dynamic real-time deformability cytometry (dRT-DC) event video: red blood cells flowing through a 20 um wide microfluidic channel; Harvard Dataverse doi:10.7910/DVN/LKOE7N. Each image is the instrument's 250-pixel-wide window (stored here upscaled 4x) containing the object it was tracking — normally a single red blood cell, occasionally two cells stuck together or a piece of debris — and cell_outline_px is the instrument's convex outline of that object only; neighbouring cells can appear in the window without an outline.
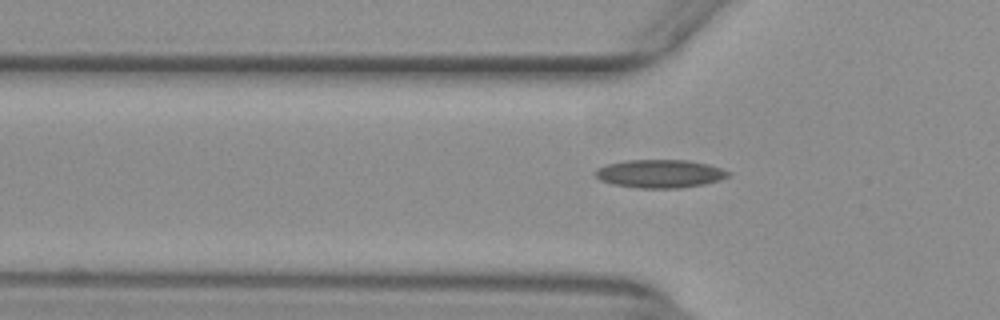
{"species": "common noctule bat (a hibernating species)", "species_latin": "Nyctalus noctula", "temperature_condition": "warm", "stored_images_in_passage": 37, "camera_frame_rate_fps": 3000, "um_per_image_px": 0.085, "animal": {"sex": "female", "body_mass_g": 29.2, "forearm_length_mm": 56.3}, "frame": {"image": 1, "passage_image": 2, "time_ms": 0.333, "image_size_px": [1000, 320], "cell_outline_px": [[732, 172], [728, 176], [720, 180], [704, 184], [680, 188], [640, 188], [612, 184], [600, 180], [596, 176], [596, 168], [608, 164], [624, 160], [688, 160], [708, 164]], "centroid_in_image_um": [56.1, 14.76], "position_along_channel_um": 69.7, "area_um2": 21.85}}
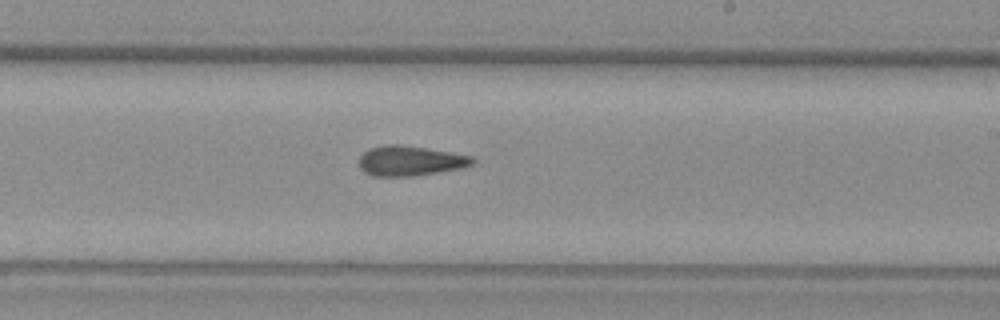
{"frame": {"image": 2, "passage_image": 16, "time_ms": 5.0, "image_size_px": [1000, 320], "cell_outline_px": [[476, 160], [472, 164], [460, 168], [412, 176], [372, 176], [364, 172], [360, 168], [360, 156], [368, 148], [384, 144], [400, 144], [472, 156]], "centroid_in_image_um": [34.81, 13.66], "position_along_channel_um": 254.2, "area_um2": 19.65}}
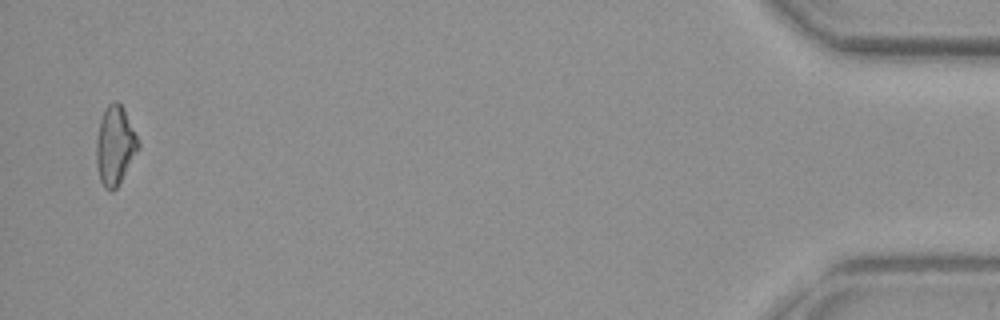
{"frame": {"image": 3, "passage_image": 36, "time_ms": 11.667, "image_size_px": [1000, 320], "cell_outline_px": [[140, 148], [116, 188], [112, 192], [108, 192], [104, 188], [100, 180], [96, 164], [96, 140], [100, 120], [104, 108], [112, 100], [116, 100], [124, 108], [140, 144]], "centroid_in_image_um": [9.76, 12.37], "position_along_channel_um": 425.4, "area_um2": 19.42}}